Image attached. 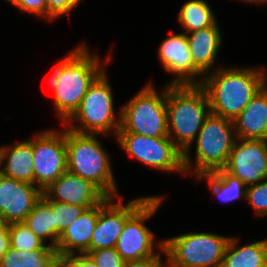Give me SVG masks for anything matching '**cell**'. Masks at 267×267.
<instances>
[{
	"mask_svg": "<svg viewBox=\"0 0 267 267\" xmlns=\"http://www.w3.org/2000/svg\"><path fill=\"white\" fill-rule=\"evenodd\" d=\"M196 179L198 181L207 180L212 194L222 202H232L239 198L246 200L247 186L224 168L196 176Z\"/></svg>",
	"mask_w": 267,
	"mask_h": 267,
	"instance_id": "22",
	"label": "cell"
},
{
	"mask_svg": "<svg viewBox=\"0 0 267 267\" xmlns=\"http://www.w3.org/2000/svg\"><path fill=\"white\" fill-rule=\"evenodd\" d=\"M238 237H231L221 267H267V239L240 246Z\"/></svg>",
	"mask_w": 267,
	"mask_h": 267,
	"instance_id": "21",
	"label": "cell"
},
{
	"mask_svg": "<svg viewBox=\"0 0 267 267\" xmlns=\"http://www.w3.org/2000/svg\"><path fill=\"white\" fill-rule=\"evenodd\" d=\"M160 92L152 83L146 84L121 110L118 132H129L147 137H168L166 86Z\"/></svg>",
	"mask_w": 267,
	"mask_h": 267,
	"instance_id": "8",
	"label": "cell"
},
{
	"mask_svg": "<svg viewBox=\"0 0 267 267\" xmlns=\"http://www.w3.org/2000/svg\"><path fill=\"white\" fill-rule=\"evenodd\" d=\"M111 52L110 49L106 60L102 61L83 42L58 61L48 83L53 91L54 109L62 125L79 109L90 84L109 64Z\"/></svg>",
	"mask_w": 267,
	"mask_h": 267,
	"instance_id": "1",
	"label": "cell"
},
{
	"mask_svg": "<svg viewBox=\"0 0 267 267\" xmlns=\"http://www.w3.org/2000/svg\"><path fill=\"white\" fill-rule=\"evenodd\" d=\"M246 202L258 218L267 215V180L247 186Z\"/></svg>",
	"mask_w": 267,
	"mask_h": 267,
	"instance_id": "28",
	"label": "cell"
},
{
	"mask_svg": "<svg viewBox=\"0 0 267 267\" xmlns=\"http://www.w3.org/2000/svg\"><path fill=\"white\" fill-rule=\"evenodd\" d=\"M218 23L198 31L186 34L194 65L204 74L217 69L215 61L222 44V35Z\"/></svg>",
	"mask_w": 267,
	"mask_h": 267,
	"instance_id": "19",
	"label": "cell"
},
{
	"mask_svg": "<svg viewBox=\"0 0 267 267\" xmlns=\"http://www.w3.org/2000/svg\"><path fill=\"white\" fill-rule=\"evenodd\" d=\"M239 1H241V2H245V3H255V4H257V5H262V4H267V0H239Z\"/></svg>",
	"mask_w": 267,
	"mask_h": 267,
	"instance_id": "35",
	"label": "cell"
},
{
	"mask_svg": "<svg viewBox=\"0 0 267 267\" xmlns=\"http://www.w3.org/2000/svg\"><path fill=\"white\" fill-rule=\"evenodd\" d=\"M158 58L163 69L176 76L169 85L202 84L205 75L194 65L185 33L165 38L159 46Z\"/></svg>",
	"mask_w": 267,
	"mask_h": 267,
	"instance_id": "14",
	"label": "cell"
},
{
	"mask_svg": "<svg viewBox=\"0 0 267 267\" xmlns=\"http://www.w3.org/2000/svg\"><path fill=\"white\" fill-rule=\"evenodd\" d=\"M106 73L105 68L90 84L79 109L64 124L67 128L84 134L105 136L111 133L116 137L121 124V110L118 115L114 112V96Z\"/></svg>",
	"mask_w": 267,
	"mask_h": 267,
	"instance_id": "6",
	"label": "cell"
},
{
	"mask_svg": "<svg viewBox=\"0 0 267 267\" xmlns=\"http://www.w3.org/2000/svg\"><path fill=\"white\" fill-rule=\"evenodd\" d=\"M163 266L167 267L166 260L163 263L162 258H154L142 262H127L125 265V267H163Z\"/></svg>",
	"mask_w": 267,
	"mask_h": 267,
	"instance_id": "34",
	"label": "cell"
},
{
	"mask_svg": "<svg viewBox=\"0 0 267 267\" xmlns=\"http://www.w3.org/2000/svg\"><path fill=\"white\" fill-rule=\"evenodd\" d=\"M47 6V20L52 21L60 16L70 15L82 0H45Z\"/></svg>",
	"mask_w": 267,
	"mask_h": 267,
	"instance_id": "30",
	"label": "cell"
},
{
	"mask_svg": "<svg viewBox=\"0 0 267 267\" xmlns=\"http://www.w3.org/2000/svg\"><path fill=\"white\" fill-rule=\"evenodd\" d=\"M0 173L34 184L32 137L12 145L0 146Z\"/></svg>",
	"mask_w": 267,
	"mask_h": 267,
	"instance_id": "20",
	"label": "cell"
},
{
	"mask_svg": "<svg viewBox=\"0 0 267 267\" xmlns=\"http://www.w3.org/2000/svg\"><path fill=\"white\" fill-rule=\"evenodd\" d=\"M230 236L190 232L164 239L167 267H221ZM167 258V259H166Z\"/></svg>",
	"mask_w": 267,
	"mask_h": 267,
	"instance_id": "7",
	"label": "cell"
},
{
	"mask_svg": "<svg viewBox=\"0 0 267 267\" xmlns=\"http://www.w3.org/2000/svg\"><path fill=\"white\" fill-rule=\"evenodd\" d=\"M163 202V196H150L126 221L115 249L126 262H142L164 255L163 240L155 242V234L145 225ZM161 252H155V250Z\"/></svg>",
	"mask_w": 267,
	"mask_h": 267,
	"instance_id": "9",
	"label": "cell"
},
{
	"mask_svg": "<svg viewBox=\"0 0 267 267\" xmlns=\"http://www.w3.org/2000/svg\"><path fill=\"white\" fill-rule=\"evenodd\" d=\"M41 195L34 184L0 173V213L5 224L23 222Z\"/></svg>",
	"mask_w": 267,
	"mask_h": 267,
	"instance_id": "15",
	"label": "cell"
},
{
	"mask_svg": "<svg viewBox=\"0 0 267 267\" xmlns=\"http://www.w3.org/2000/svg\"><path fill=\"white\" fill-rule=\"evenodd\" d=\"M168 137L182 151L189 152L206 117L209 98L201 85L166 84Z\"/></svg>",
	"mask_w": 267,
	"mask_h": 267,
	"instance_id": "3",
	"label": "cell"
},
{
	"mask_svg": "<svg viewBox=\"0 0 267 267\" xmlns=\"http://www.w3.org/2000/svg\"><path fill=\"white\" fill-rule=\"evenodd\" d=\"M206 0H188L180 8L177 21L185 34L214 26L217 18Z\"/></svg>",
	"mask_w": 267,
	"mask_h": 267,
	"instance_id": "23",
	"label": "cell"
},
{
	"mask_svg": "<svg viewBox=\"0 0 267 267\" xmlns=\"http://www.w3.org/2000/svg\"><path fill=\"white\" fill-rule=\"evenodd\" d=\"M60 258L56 249L18 251L10 249L2 256L0 267H59Z\"/></svg>",
	"mask_w": 267,
	"mask_h": 267,
	"instance_id": "24",
	"label": "cell"
},
{
	"mask_svg": "<svg viewBox=\"0 0 267 267\" xmlns=\"http://www.w3.org/2000/svg\"><path fill=\"white\" fill-rule=\"evenodd\" d=\"M120 149L130 157L153 169L185 175L183 152L169 137H147L129 132H117Z\"/></svg>",
	"mask_w": 267,
	"mask_h": 267,
	"instance_id": "10",
	"label": "cell"
},
{
	"mask_svg": "<svg viewBox=\"0 0 267 267\" xmlns=\"http://www.w3.org/2000/svg\"><path fill=\"white\" fill-rule=\"evenodd\" d=\"M224 169L246 186L267 180V141L237 138Z\"/></svg>",
	"mask_w": 267,
	"mask_h": 267,
	"instance_id": "13",
	"label": "cell"
},
{
	"mask_svg": "<svg viewBox=\"0 0 267 267\" xmlns=\"http://www.w3.org/2000/svg\"><path fill=\"white\" fill-rule=\"evenodd\" d=\"M32 137L34 185L43 191L67 171L65 128L46 129Z\"/></svg>",
	"mask_w": 267,
	"mask_h": 267,
	"instance_id": "11",
	"label": "cell"
},
{
	"mask_svg": "<svg viewBox=\"0 0 267 267\" xmlns=\"http://www.w3.org/2000/svg\"><path fill=\"white\" fill-rule=\"evenodd\" d=\"M17 7L23 13H29L36 17L47 18V6L45 0H4Z\"/></svg>",
	"mask_w": 267,
	"mask_h": 267,
	"instance_id": "31",
	"label": "cell"
},
{
	"mask_svg": "<svg viewBox=\"0 0 267 267\" xmlns=\"http://www.w3.org/2000/svg\"><path fill=\"white\" fill-rule=\"evenodd\" d=\"M233 122L237 138L267 141V84Z\"/></svg>",
	"mask_w": 267,
	"mask_h": 267,
	"instance_id": "18",
	"label": "cell"
},
{
	"mask_svg": "<svg viewBox=\"0 0 267 267\" xmlns=\"http://www.w3.org/2000/svg\"><path fill=\"white\" fill-rule=\"evenodd\" d=\"M149 197H136L126 204H123L121 196L107 197L103 202H100L99 217L90 241V251L115 247L125 221ZM117 199L119 201L115 202Z\"/></svg>",
	"mask_w": 267,
	"mask_h": 267,
	"instance_id": "12",
	"label": "cell"
},
{
	"mask_svg": "<svg viewBox=\"0 0 267 267\" xmlns=\"http://www.w3.org/2000/svg\"><path fill=\"white\" fill-rule=\"evenodd\" d=\"M100 212V203L87 208L60 235L56 250L59 258L90 251V241Z\"/></svg>",
	"mask_w": 267,
	"mask_h": 267,
	"instance_id": "17",
	"label": "cell"
},
{
	"mask_svg": "<svg viewBox=\"0 0 267 267\" xmlns=\"http://www.w3.org/2000/svg\"><path fill=\"white\" fill-rule=\"evenodd\" d=\"M10 249L9 224L0 226V260Z\"/></svg>",
	"mask_w": 267,
	"mask_h": 267,
	"instance_id": "33",
	"label": "cell"
},
{
	"mask_svg": "<svg viewBox=\"0 0 267 267\" xmlns=\"http://www.w3.org/2000/svg\"><path fill=\"white\" fill-rule=\"evenodd\" d=\"M236 139L233 120L210 113L196 137L195 161L190 152H183L185 175L196 177L225 168Z\"/></svg>",
	"mask_w": 267,
	"mask_h": 267,
	"instance_id": "5",
	"label": "cell"
},
{
	"mask_svg": "<svg viewBox=\"0 0 267 267\" xmlns=\"http://www.w3.org/2000/svg\"><path fill=\"white\" fill-rule=\"evenodd\" d=\"M65 127L67 170L93 182L107 197H119L110 157L98 134Z\"/></svg>",
	"mask_w": 267,
	"mask_h": 267,
	"instance_id": "4",
	"label": "cell"
},
{
	"mask_svg": "<svg viewBox=\"0 0 267 267\" xmlns=\"http://www.w3.org/2000/svg\"><path fill=\"white\" fill-rule=\"evenodd\" d=\"M24 224L45 244L49 239V246L55 248V218L51 206L41 197L32 211L27 215Z\"/></svg>",
	"mask_w": 267,
	"mask_h": 267,
	"instance_id": "25",
	"label": "cell"
},
{
	"mask_svg": "<svg viewBox=\"0 0 267 267\" xmlns=\"http://www.w3.org/2000/svg\"><path fill=\"white\" fill-rule=\"evenodd\" d=\"M87 254L93 259L96 267H125L127 263L115 247L93 250Z\"/></svg>",
	"mask_w": 267,
	"mask_h": 267,
	"instance_id": "29",
	"label": "cell"
},
{
	"mask_svg": "<svg viewBox=\"0 0 267 267\" xmlns=\"http://www.w3.org/2000/svg\"><path fill=\"white\" fill-rule=\"evenodd\" d=\"M42 192L51 200L84 206L86 209L107 198L93 182L68 170Z\"/></svg>",
	"mask_w": 267,
	"mask_h": 267,
	"instance_id": "16",
	"label": "cell"
},
{
	"mask_svg": "<svg viewBox=\"0 0 267 267\" xmlns=\"http://www.w3.org/2000/svg\"><path fill=\"white\" fill-rule=\"evenodd\" d=\"M41 197L51 206L55 218V249L62 232L86 209L84 206L67 204L49 199L43 192Z\"/></svg>",
	"mask_w": 267,
	"mask_h": 267,
	"instance_id": "27",
	"label": "cell"
},
{
	"mask_svg": "<svg viewBox=\"0 0 267 267\" xmlns=\"http://www.w3.org/2000/svg\"><path fill=\"white\" fill-rule=\"evenodd\" d=\"M10 247L22 251L37 249H55L38 238L24 222L9 224Z\"/></svg>",
	"mask_w": 267,
	"mask_h": 267,
	"instance_id": "26",
	"label": "cell"
},
{
	"mask_svg": "<svg viewBox=\"0 0 267 267\" xmlns=\"http://www.w3.org/2000/svg\"><path fill=\"white\" fill-rule=\"evenodd\" d=\"M60 265L62 267H96L93 259L86 253L61 257Z\"/></svg>",
	"mask_w": 267,
	"mask_h": 267,
	"instance_id": "32",
	"label": "cell"
},
{
	"mask_svg": "<svg viewBox=\"0 0 267 267\" xmlns=\"http://www.w3.org/2000/svg\"><path fill=\"white\" fill-rule=\"evenodd\" d=\"M5 223H4V221H3V219H2V216H1V213H0V226H2V225H4Z\"/></svg>",
	"mask_w": 267,
	"mask_h": 267,
	"instance_id": "36",
	"label": "cell"
},
{
	"mask_svg": "<svg viewBox=\"0 0 267 267\" xmlns=\"http://www.w3.org/2000/svg\"><path fill=\"white\" fill-rule=\"evenodd\" d=\"M264 69L218 67L204 76L201 86L209 98L210 111L235 120L251 99L267 84Z\"/></svg>",
	"mask_w": 267,
	"mask_h": 267,
	"instance_id": "2",
	"label": "cell"
}]
</instances>
